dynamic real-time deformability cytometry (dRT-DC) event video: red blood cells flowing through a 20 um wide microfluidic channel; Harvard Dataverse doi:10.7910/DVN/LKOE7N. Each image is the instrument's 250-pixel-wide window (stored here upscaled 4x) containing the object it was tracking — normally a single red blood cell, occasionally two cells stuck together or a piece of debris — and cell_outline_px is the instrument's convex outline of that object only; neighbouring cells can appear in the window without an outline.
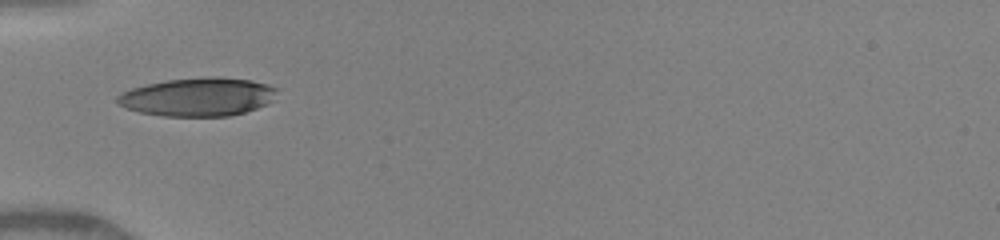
{"species": "human", "species_latin": "Homo sapiens", "temperature_condition": "warm", "stored_images_in_passage": 35, "camera_frame_rate_fps": 3000, "um_per_image_px": 0.085, "donor": {"sex": "female"}, "frame": {"image": 1, "passage_image": 1, "time_ms": 0.0, "image_size_px": [1000, 240], "cell_outline_px": [[276, 92], [272, 100], [256, 108], [244, 112], [228, 116], [164, 116], [140, 112], [124, 108], [116, 100], [116, 96], [132, 88], [148, 84], [168, 80], [212, 76], [216, 76], [252, 80], [268, 84], [276, 88]], "centroid_in_image_um": [16.82, 8.23], "position_along_channel_um": 68.2, "area_um2": 35.49}}
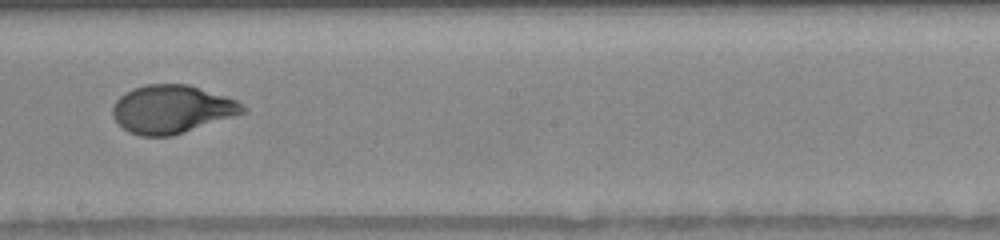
{"frame": {"image": 2, "passage_image": 21, "time_ms": 4.0, "image_size_px": [1000, 240], "cell_outline_px": [[248, 112], [172, 136], [140, 136], [128, 132], [112, 116], [112, 108], [116, 100], [124, 92], [132, 88], [144, 84], [188, 84], [236, 100], [248, 108]], "centroid_in_image_um": [14.6, 9.28], "position_along_channel_um": 233.6, "area_um2": 36.65}}
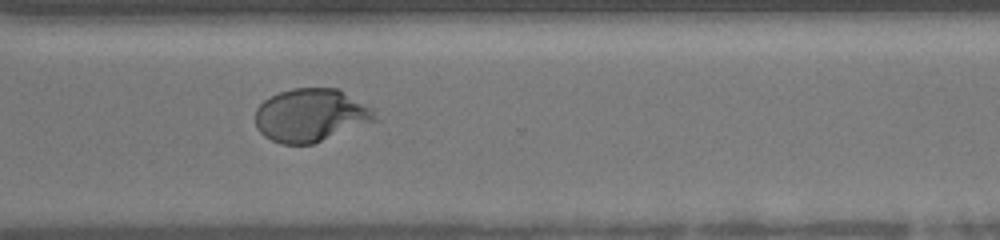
{"frame": {"image": 3, "passage_image": 34, "time_ms": 6.667, "image_size_px": [1000, 240], "cell_outline_px": [[380, 120], [312, 144], [280, 144], [264, 136], [256, 128], [256, 108], [264, 100], [280, 92], [292, 88], [340, 88], [376, 108]], "centroid_in_image_um": [26.51, 9.79], "position_along_channel_um": 344.1, "area_um2": 37.74}}